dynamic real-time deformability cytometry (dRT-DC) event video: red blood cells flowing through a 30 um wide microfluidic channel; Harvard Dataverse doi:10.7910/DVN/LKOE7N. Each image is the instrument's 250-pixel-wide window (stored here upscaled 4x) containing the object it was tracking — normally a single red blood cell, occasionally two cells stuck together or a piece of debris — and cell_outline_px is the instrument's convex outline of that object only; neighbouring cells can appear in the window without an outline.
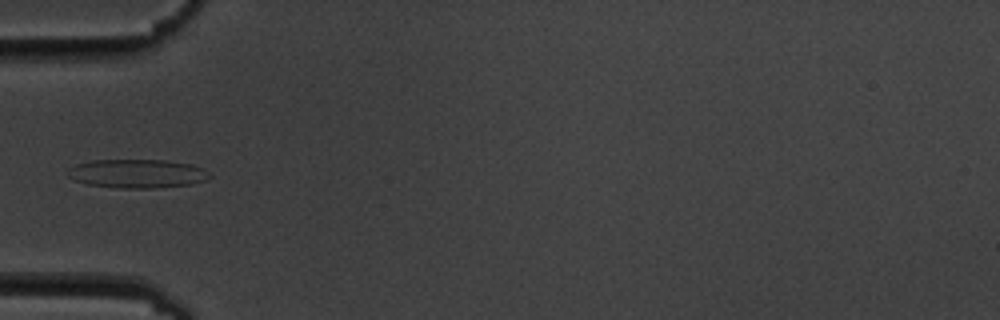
{"species": "common noctule bat (a hibernating species)", "species_latin": "Nyctalus noctula", "temperature_condition": "cold", "stored_images_in_passage": 15, "camera_frame_rate_fps": 3000, "um_per_image_px": 0.085, "animal": {"sex": "male", "body_mass_g": 19.5, "forearm_length_mm": 54.6}, "frame": {"image": 1, "passage_image": 5, "time_ms": 5.333, "image_size_px": [1000, 320], "cell_outline_px": [[212, 176], [204, 180], [192, 184], [156, 188], [120, 188], [88, 184], [72, 180], [68, 176], [68, 168], [76, 164], [92, 160], [164, 160], [192, 164], [204, 168]], "centroid_in_image_um": [11.66, 14.75], "position_along_channel_um": 73.3, "area_um2": 23.87}}
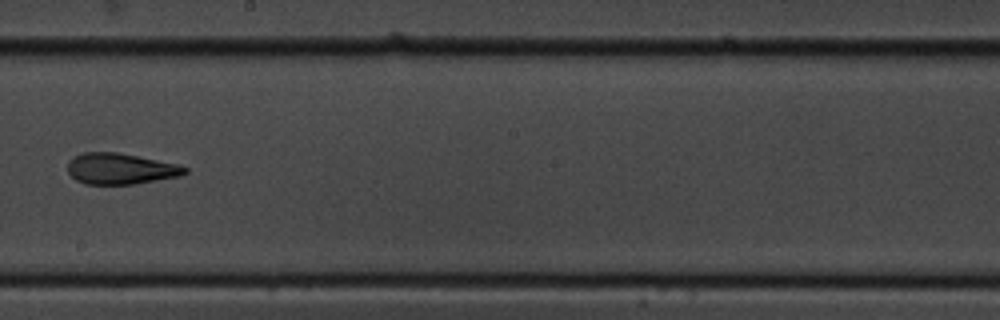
{"frame": {"image": 2, "passage_image": 9, "time_ms": 10.0, "image_size_px": [1000, 320], "cell_outline_px": [[188, 172], [180, 176], [136, 184], [84, 184], [76, 180], [68, 172], [68, 160], [72, 156], [84, 152], [116, 152], [180, 164], [188, 168]], "centroid_in_image_um": [10.25, 14.34], "position_along_channel_um": 238.0, "area_um2": 21.39}}
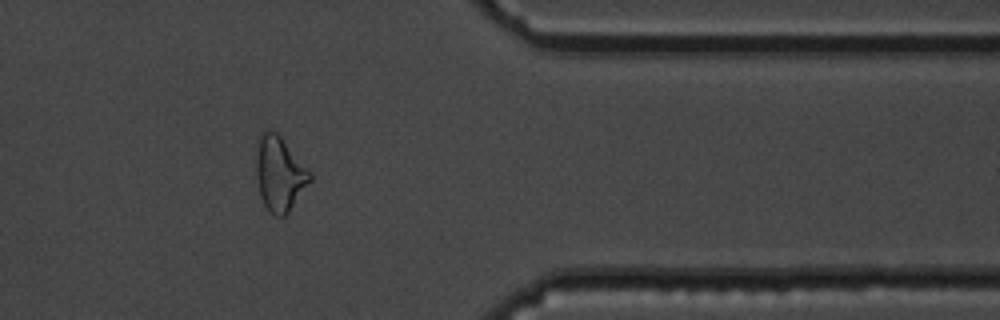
{"frame": {"image": 3, "passage_image": 13, "time_ms": 14.667, "image_size_px": [1000, 320], "cell_outline_px": [[312, 180], [288, 212], [284, 216], [276, 216], [264, 204], [260, 196], [256, 176], [256, 156], [260, 132], [264, 128], [268, 128], [276, 132], [280, 136], [312, 172]], "centroid_in_image_um": [23.76, 14.73], "position_along_channel_um": 387.6, "area_um2": 23.41}, "authors_computed_cell_mechanics": {"area_um2": 23.2934, "velocity_mm_per_s": 3.5259, "shape_relaxation_time_tau1_ms": null, "shape_relaxation_time_tau2_ms": 2.8121, "deformation_change_tau1": null, "deformation_change_tau2": 0.1229}}